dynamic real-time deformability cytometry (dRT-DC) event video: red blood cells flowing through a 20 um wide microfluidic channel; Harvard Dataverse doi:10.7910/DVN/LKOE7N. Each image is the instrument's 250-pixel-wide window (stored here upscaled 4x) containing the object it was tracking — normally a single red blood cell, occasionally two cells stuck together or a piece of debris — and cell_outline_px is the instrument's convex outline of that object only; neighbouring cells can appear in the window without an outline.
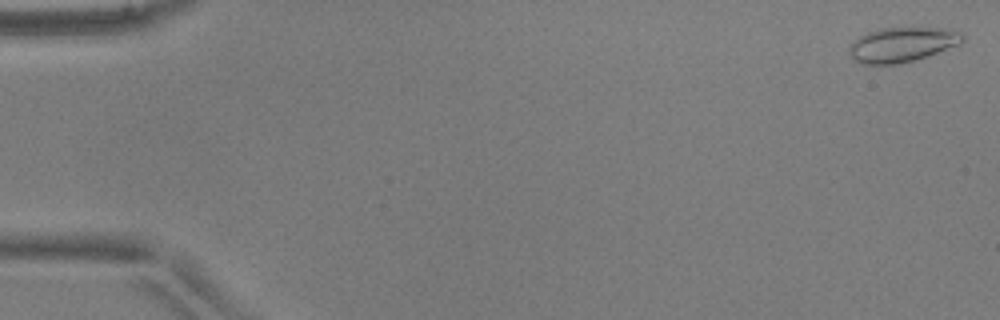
{"species": "common noctule bat (a hibernating species)", "species_latin": "Nyctalus noctula", "temperature_condition": "warm", "stored_images_in_passage": 10, "camera_frame_rate_fps": 3000, "um_per_image_px": 0.085, "animal": {"sex": "male", "body_mass_g": 17.9, "forearm_length_mm": 54.2}, "frame": {"image": 1, "passage_image": 1, "time_ms": 0.0, "image_size_px": [1000, 320], "cell_outline_px": [[964, 40], [960, 44], [916, 60], [900, 64], [860, 64], [848, 52], [848, 48], [860, 36], [868, 32], [880, 28], [940, 28], [956, 32], [964, 36]], "centroid_in_image_um": [76.66, 3.8], "position_along_channel_um": 8.3, "area_um2": 22.66}}